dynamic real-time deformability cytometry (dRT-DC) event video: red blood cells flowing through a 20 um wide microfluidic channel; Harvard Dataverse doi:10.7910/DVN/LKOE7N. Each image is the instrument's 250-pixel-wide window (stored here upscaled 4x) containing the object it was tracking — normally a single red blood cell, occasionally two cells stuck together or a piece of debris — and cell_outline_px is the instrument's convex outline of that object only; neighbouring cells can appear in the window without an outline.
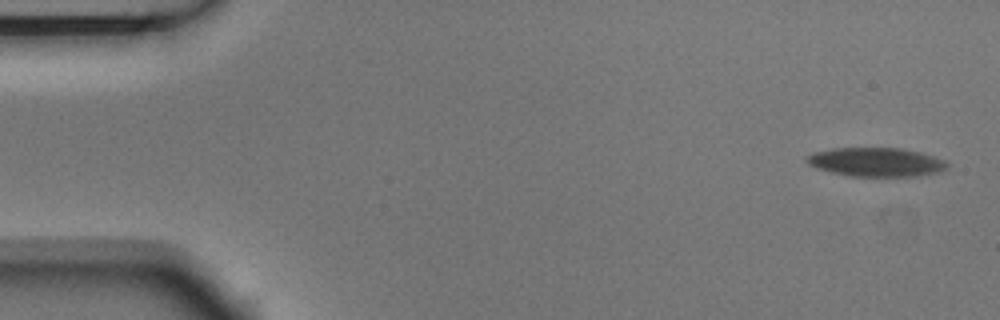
{"species": "Egyptian fruit bat (a non-hibernating species)", "species_latin": "Rousettus aegyptiacus", "temperature_condition": "room temperature", "stored_images_in_passage": 5, "segment_of_instrument_passage": [1, 2], "camera_frame_rate_fps": 3000, "um_per_image_px": 0.085, "animal": {"sex": "male"}, "frame": {"image": 1, "passage_image": 1, "time_ms": 0.0, "image_size_px": [1000, 320], "cell_outline_px": [[948, 168], [940, 172], [920, 176], [848, 176], [816, 168], [808, 164], [804, 160], [804, 156], [812, 152], [832, 148], [904, 148], [936, 156], [944, 160], [948, 164]], "centroid_in_image_um": [74.46, 13.77], "position_along_channel_um": 10.5, "area_um2": 24.04}}
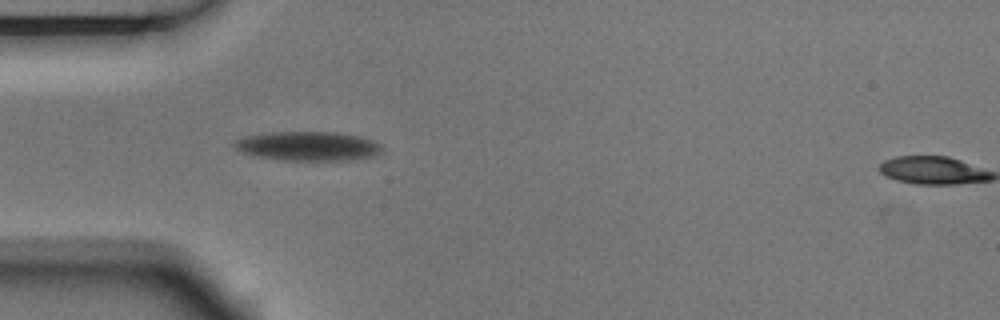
{"frame": {"image": 2, "passage_image": 4, "time_ms": 1.0, "image_size_px": [1000, 320], "cell_outline_px": [[380, 148], [372, 156], [352, 160], [284, 160], [252, 156], [240, 152], [232, 144], [236, 140], [248, 136], [272, 132], [336, 132], [360, 136], [372, 140], [380, 144]], "centroid_in_image_um": [26.13, 12.42], "position_along_channel_um": 58.9, "area_um2": 24.91}}